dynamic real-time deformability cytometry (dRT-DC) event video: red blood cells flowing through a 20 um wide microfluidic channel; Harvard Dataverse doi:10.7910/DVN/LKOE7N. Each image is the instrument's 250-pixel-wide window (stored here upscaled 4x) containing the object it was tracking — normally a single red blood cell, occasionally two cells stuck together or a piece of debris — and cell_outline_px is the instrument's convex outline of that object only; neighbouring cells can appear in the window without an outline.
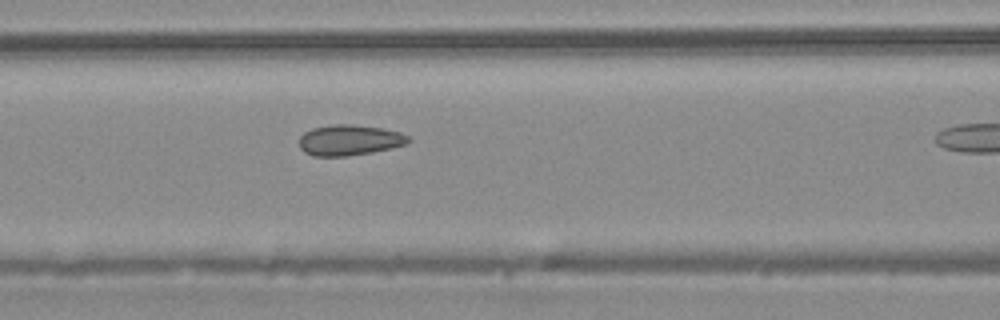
{"species": "common noctule bat (a hibernating species)", "species_latin": "Nyctalus noctula", "temperature_condition": "warm", "stored_images_in_passage": 16, "camera_frame_rate_fps": 3000, "um_per_image_px": 0.085, "animal": {"sex": "male", "body_mass_g": 20.4}, "frame": {"image": 1, "passage_image": 12, "time_ms": 3.667, "image_size_px": [1000, 320], "cell_outline_px": [[412, 140], [408, 144], [372, 152], [348, 156], [312, 156], [304, 152], [300, 148], [300, 136], [304, 132], [312, 128], [336, 124], [352, 124], [384, 128], [400, 132], [408, 136]], "centroid_in_image_um": [29.72, 11.91], "position_along_channel_um": 136.9, "area_um2": 19.65}}